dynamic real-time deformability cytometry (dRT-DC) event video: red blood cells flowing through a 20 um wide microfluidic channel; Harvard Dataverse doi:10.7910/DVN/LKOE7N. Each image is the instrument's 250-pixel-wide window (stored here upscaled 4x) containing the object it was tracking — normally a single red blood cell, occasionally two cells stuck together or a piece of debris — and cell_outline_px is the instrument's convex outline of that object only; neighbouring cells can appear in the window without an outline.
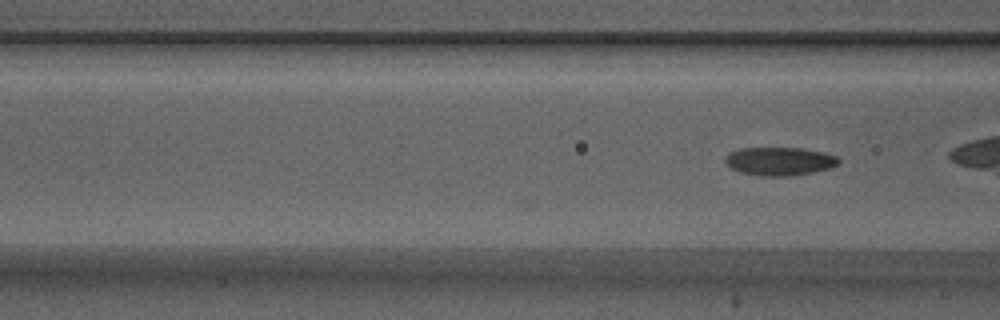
{"species": "Egyptian fruit bat (a non-hibernating species)", "species_latin": "Rousettus aegyptiacus", "temperature_condition": "warm", "stored_images_in_passage": 5, "camera_frame_rate_fps": 3000, "um_per_image_px": 0.085, "animal": {"sex": "male"}, "frame": {"image": 1, "passage_image": 5, "time_ms": 1.333, "image_size_px": [1000, 320], "cell_outline_px": [[840, 160], [836, 164], [828, 168], [812, 172], [788, 176], [760, 176], [740, 172], [732, 168], [724, 160], [724, 156], [740, 148], [804, 148], [824, 152], [836, 156]], "centroid_in_image_um": [66.24, 13.7], "position_along_channel_um": 100.4, "area_um2": 18.55}}